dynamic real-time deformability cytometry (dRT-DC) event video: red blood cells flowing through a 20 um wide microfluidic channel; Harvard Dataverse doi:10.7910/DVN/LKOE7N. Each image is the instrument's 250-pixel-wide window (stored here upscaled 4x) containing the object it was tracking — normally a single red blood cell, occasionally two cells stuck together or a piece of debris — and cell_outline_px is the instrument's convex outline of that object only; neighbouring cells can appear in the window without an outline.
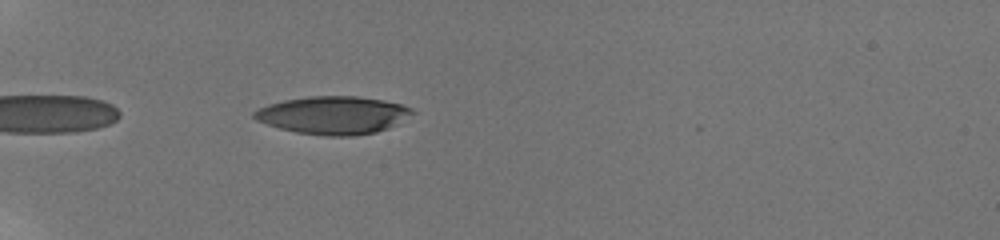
{"species": "human", "species_latin": "Homo sapiens", "temperature_condition": "room temperature", "stored_images_in_passage": 58, "camera_frame_rate_fps": 3000, "um_per_image_px": 0.085, "donor": {"sex": "male"}, "frame": {"image": 1, "passage_image": 4, "time_ms": 0.667, "image_size_px": [1000, 240], "cell_outline_px": [[416, 112], [388, 128], [376, 132], [352, 136], [324, 136], [296, 132], [280, 128], [256, 120], [252, 116], [252, 112], [268, 104], [284, 100], [308, 96], [356, 96], [384, 100], [400, 104], [412, 108]], "centroid_in_image_um": [28.31, 9.78], "position_along_channel_um": 56.7, "area_um2": 34.8}}
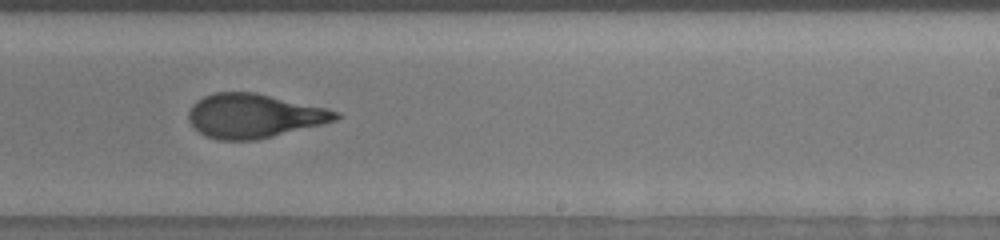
{"frame": {"image": 2, "passage_image": 33, "time_ms": 7.0, "image_size_px": [1000, 240], "cell_outline_px": [[344, 116], [336, 120], [256, 140], [216, 140], [204, 136], [188, 120], [188, 112], [192, 104], [196, 100], [212, 92], [256, 92], [328, 108], [340, 112]], "centroid_in_image_um": [21.57, 9.83], "position_along_channel_um": 267.4, "area_um2": 37.92}}
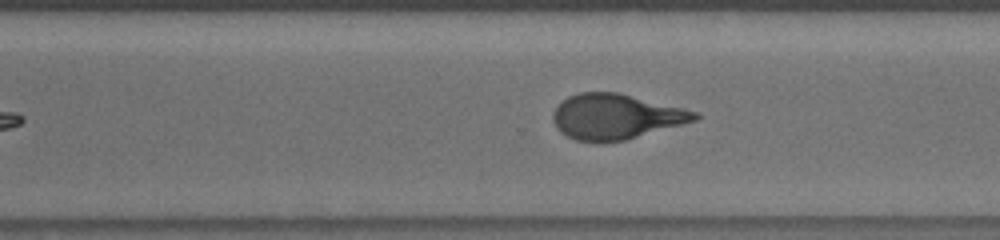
{"frame": {"image": 3, "passage_image": 38, "time_ms": 8.333, "image_size_px": [1000, 240], "cell_outline_px": [[700, 116], [696, 120], [624, 140], [600, 144], [596, 144], [576, 140], [560, 132], [552, 120], [552, 112], [568, 96], [580, 92], [616, 92], [684, 108], [700, 112]], "centroid_in_image_um": [52.32, 9.93], "position_along_channel_um": 318.3, "area_um2": 37.4}, "authors_computed_cell_mechanics": {"area_um2": 37.9457, "velocity_mm_per_s": 3.8175, "shape_relaxation_time_tau1_ms": 4.0298, "shape_relaxation_time_tau2_ms": 1.2573, "deformation_change_tau1": 0.218, "deformation_change_tau2": 0.1008}}